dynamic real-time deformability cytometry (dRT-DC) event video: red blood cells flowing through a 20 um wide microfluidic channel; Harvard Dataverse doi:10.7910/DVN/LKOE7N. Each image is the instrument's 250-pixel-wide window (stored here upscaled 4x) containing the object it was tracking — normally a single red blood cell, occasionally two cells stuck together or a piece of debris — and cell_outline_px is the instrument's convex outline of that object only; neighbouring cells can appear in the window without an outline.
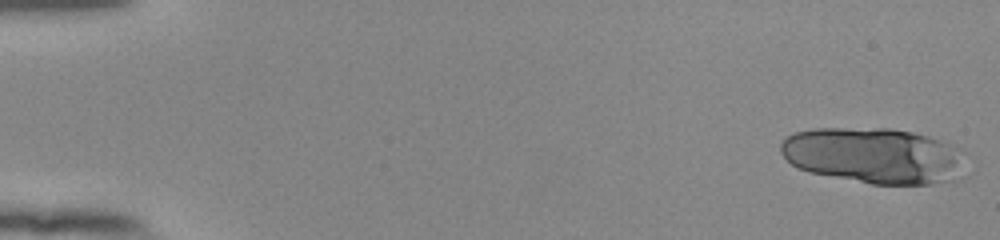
{"species": "human", "species_latin": "Homo sapiens", "temperature_condition": "room temperature", "stored_images_in_passage": 17, "camera_frame_rate_fps": 3000, "um_per_image_px": 0.085, "donor": {"sex": "female"}, "frame": {"image": 1, "passage_image": 1, "time_ms": 0.0, "image_size_px": [1000, 240], "cell_outline_px": [[964, 152], [952, 180], [932, 184], [872, 184], [808, 172], [796, 168], [780, 152], [780, 144], [788, 136], [796, 132], [816, 128], [888, 128], [912, 132], [928, 136], [940, 140]], "centroid_in_image_um": [74.17, 13.21], "position_along_channel_um": 10.8, "area_um2": 59.48}}